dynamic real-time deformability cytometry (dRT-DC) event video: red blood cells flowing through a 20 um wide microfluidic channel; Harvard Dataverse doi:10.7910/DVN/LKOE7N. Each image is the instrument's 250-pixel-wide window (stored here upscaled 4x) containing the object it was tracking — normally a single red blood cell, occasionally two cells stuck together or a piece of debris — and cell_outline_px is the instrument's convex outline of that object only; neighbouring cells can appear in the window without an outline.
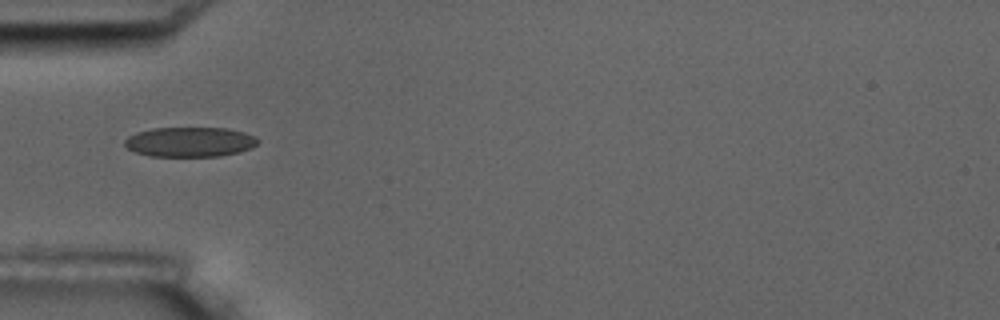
{"species": "common noctule bat (a hibernating species)", "species_latin": "Nyctalus noctula", "temperature_condition": "room temperature", "stored_images_in_passage": 7, "camera_frame_rate_fps": 3000, "um_per_image_px": 0.085, "animal": {"sex": "male", "body_mass_g": 17.5, "forearm_length_mm": 52.3}, "frame": {"image": 1, "passage_image": 5, "time_ms": 4.667, "image_size_px": [1000, 320], "cell_outline_px": [[260, 140], [252, 148], [240, 152], [220, 156], [148, 156], [136, 152], [128, 148], [124, 144], [124, 140], [128, 136], [136, 132], [152, 128], [228, 128], [244, 132], [256, 136]], "centroid_in_image_um": [16.16, 12.06], "position_along_channel_um": 68.8, "area_um2": 23.29}}